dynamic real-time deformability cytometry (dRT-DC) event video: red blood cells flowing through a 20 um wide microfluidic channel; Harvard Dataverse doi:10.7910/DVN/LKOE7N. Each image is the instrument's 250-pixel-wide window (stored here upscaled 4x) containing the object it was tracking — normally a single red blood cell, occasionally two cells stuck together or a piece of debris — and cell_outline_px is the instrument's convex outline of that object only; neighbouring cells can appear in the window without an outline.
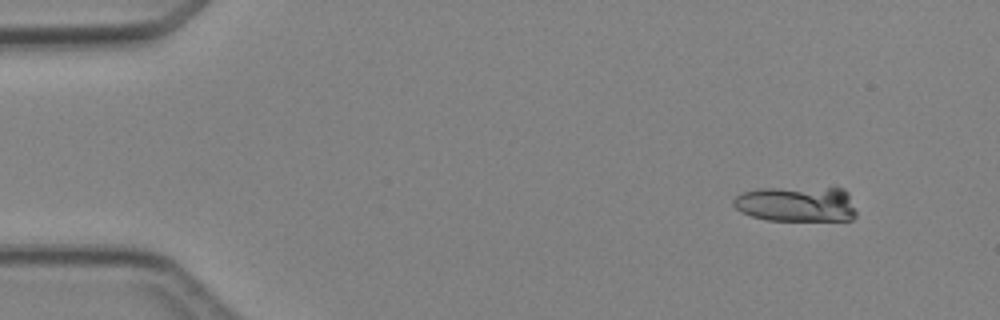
{"species": "Egyptian fruit bat (a non-hibernating species)", "species_latin": "Rousettus aegyptiacus", "temperature_condition": "cold", "stored_images_in_passage": 5, "camera_frame_rate_fps": 3000, "um_per_image_px": 0.085, "animal": {"sex": "female"}, "frame": {"image": 1, "passage_image": 2, "time_ms": 1.333, "image_size_px": [1000, 320], "cell_outline_px": [[856, 216], [852, 220], [764, 220], [740, 212], [732, 204], [732, 200], [736, 196], [744, 192], [756, 188], [844, 188], [848, 192], [856, 212]], "centroid_in_image_um": [67.7, 17.34], "position_along_channel_um": 17.3, "area_um2": 25.55}}